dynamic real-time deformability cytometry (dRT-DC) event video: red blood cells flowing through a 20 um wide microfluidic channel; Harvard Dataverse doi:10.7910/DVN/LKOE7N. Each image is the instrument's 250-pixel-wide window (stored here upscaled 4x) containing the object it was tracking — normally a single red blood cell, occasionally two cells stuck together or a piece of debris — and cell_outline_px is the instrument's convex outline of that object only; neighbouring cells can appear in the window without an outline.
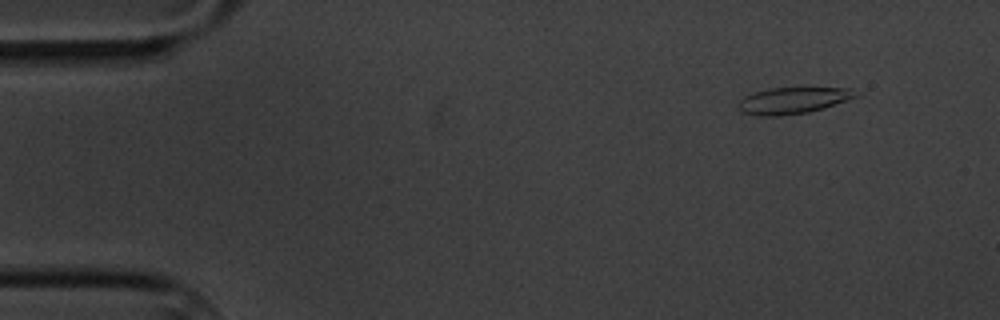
{"species": "common noctule bat (a hibernating species)", "species_latin": "Nyctalus noctula", "temperature_condition": "cold", "stored_images_in_passage": 9, "camera_frame_rate_fps": 3000, "um_per_image_px": 0.085, "animal": {"sex": "male", "body_mass_g": 20.1, "forearm_length_mm": 53.5}, "frame": {"image": 1, "passage_image": 2, "time_ms": 1.333, "image_size_px": [1000, 320], "cell_outline_px": [[856, 96], [808, 112], [776, 116], [756, 116], [740, 112], [740, 100], [744, 96], [768, 88], [852, 88]], "centroid_in_image_um": [67.3, 8.54], "position_along_channel_um": 17.7, "area_um2": 17.51}}
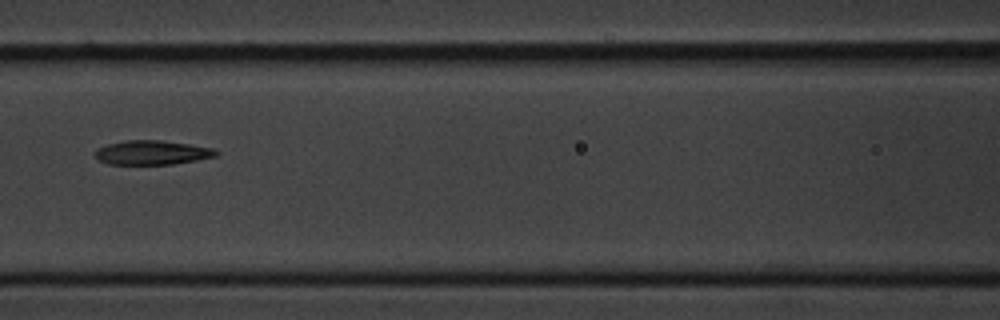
{"frame": {"image": 2, "passage_image": 8, "time_ms": 8.0, "image_size_px": [1000, 320], "cell_outline_px": [[220, 152], [216, 156], [196, 160], [172, 164], [108, 164], [100, 160], [96, 156], [96, 148], [108, 144], [124, 140], [160, 140], [188, 144], [212, 148]], "centroid_in_image_um": [12.92, 12.96], "position_along_channel_um": 153.7, "area_um2": 16.94}}
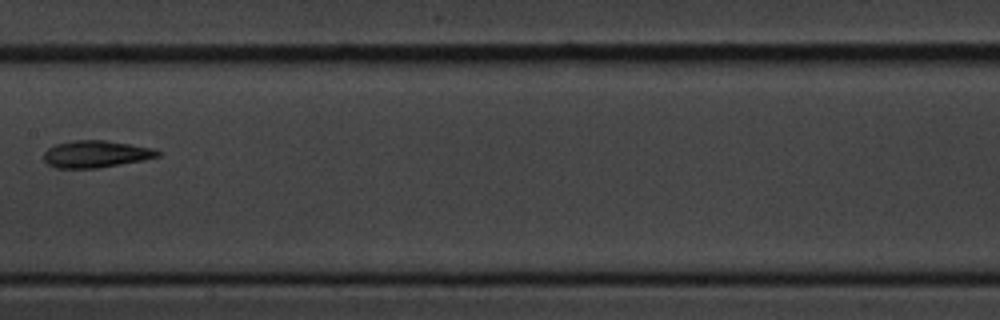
{"frame": {"image": 3, "passage_image": 9, "time_ms": 9.333, "image_size_px": [1000, 320], "cell_outline_px": [[160, 156], [144, 160], [96, 168], [56, 168], [48, 164], [44, 160], [44, 152], [48, 148], [56, 144], [72, 140], [104, 140], [156, 148], [160, 152]], "centroid_in_image_um": [8.16, 13.09], "position_along_channel_um": 199.2, "area_um2": 17.98}}